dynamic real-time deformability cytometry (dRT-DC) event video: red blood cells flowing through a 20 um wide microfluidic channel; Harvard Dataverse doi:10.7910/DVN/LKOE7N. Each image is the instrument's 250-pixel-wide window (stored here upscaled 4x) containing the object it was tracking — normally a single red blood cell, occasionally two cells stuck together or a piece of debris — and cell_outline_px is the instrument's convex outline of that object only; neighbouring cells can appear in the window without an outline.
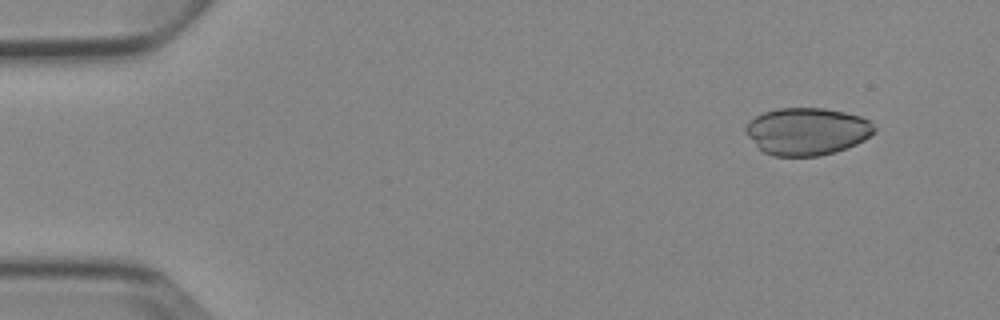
{"species": "Egyptian fruit bat (a non-hibernating species)", "species_latin": "Rousettus aegyptiacus", "temperature_condition": "cold", "stored_images_in_passage": 5, "camera_frame_rate_fps": 3000, "um_per_image_px": 0.085, "animal": {"sex": "female"}, "frame": {"image": 1, "passage_image": 2, "time_ms": 1.0, "image_size_px": [1000, 320], "cell_outline_px": [[876, 132], [864, 140], [856, 144], [836, 152], [820, 156], [772, 156], [764, 152], [744, 132], [744, 128], [748, 120], [764, 112], [776, 108], [824, 108], [844, 112], [860, 116], [872, 120], [876, 128]], "centroid_in_image_um": [68.62, 11.16], "position_along_channel_um": 16.4, "area_um2": 35.84}}